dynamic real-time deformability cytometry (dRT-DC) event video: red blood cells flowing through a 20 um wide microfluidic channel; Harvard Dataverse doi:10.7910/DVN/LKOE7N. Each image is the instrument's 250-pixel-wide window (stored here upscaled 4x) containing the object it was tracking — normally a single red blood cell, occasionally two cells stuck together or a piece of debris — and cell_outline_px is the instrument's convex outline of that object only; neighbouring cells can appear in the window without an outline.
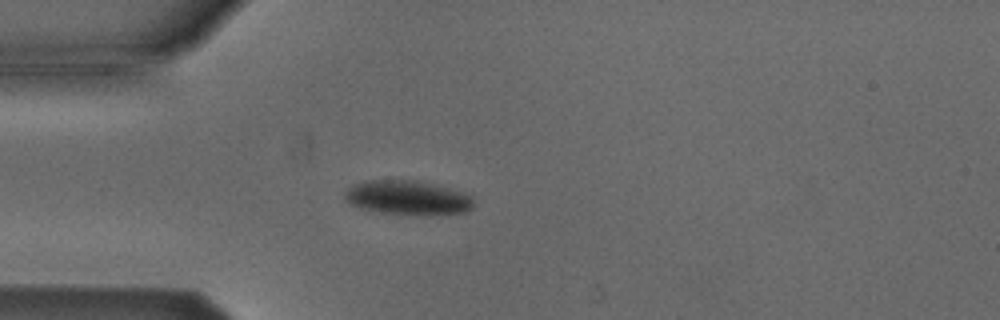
{"species": "Egyptian fruit bat (a non-hibernating species)", "species_latin": "Rousettus aegyptiacus", "temperature_condition": "cold", "stored_images_in_passage": 46, "camera_frame_rate_fps": 3000, "um_per_image_px": 0.085, "animal": {"sex": "male"}, "frame": {"image": 1, "passage_image": 10, "time_ms": 3.0, "image_size_px": [1000, 320], "cell_outline_px": [[472, 208], [468, 212], [380, 212], [360, 208], [348, 204], [344, 200], [344, 192], [352, 184], [364, 180], [416, 180], [464, 192], [472, 196]], "centroid_in_image_um": [34.54, 16.75], "position_along_channel_um": 50.5, "area_um2": 24.91}}
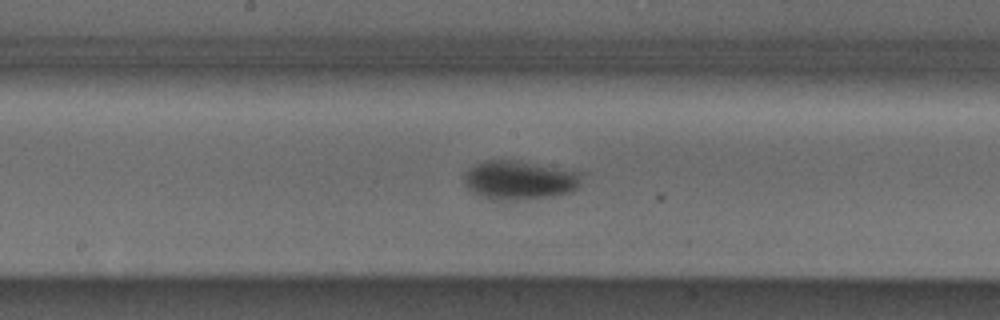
{"frame": {"image": 2, "passage_image": 23, "time_ms": 7.333, "image_size_px": [1000, 320], "cell_outline_px": [[584, 172], [580, 188], [568, 192], [552, 196], [492, 200], [480, 196], [472, 192], [464, 184], [464, 176], [468, 168], [484, 160], [520, 160]], "centroid_in_image_um": [44.19, 15.28], "position_along_channel_um": 204.0, "area_um2": 26.88}}
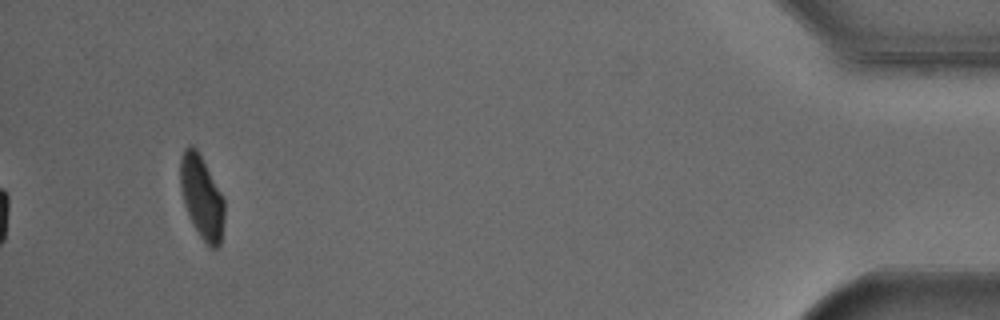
{"frame": {"image": 3, "passage_image": 46, "time_ms": 15.0, "image_size_px": [1000, 320], "cell_outline_px": [[224, 220], [220, 244], [216, 248], [212, 248], [200, 236], [184, 204], [180, 188], [180, 156], [184, 148], [192, 144], [196, 148], [224, 196]], "centroid_in_image_um": [17.15, 16.71], "position_along_channel_um": 418.1, "area_um2": 21.21}, "authors_computed_cell_mechanics": {"area_um2": 24.6228, "velocity_mm_per_s": 3.8022, "shape_relaxation_time_tau1_ms": 2.496, "shape_relaxation_time_tau2_ms": null, "deformation_change_tau1": 0.1047, "deformation_change_tau2": null}}